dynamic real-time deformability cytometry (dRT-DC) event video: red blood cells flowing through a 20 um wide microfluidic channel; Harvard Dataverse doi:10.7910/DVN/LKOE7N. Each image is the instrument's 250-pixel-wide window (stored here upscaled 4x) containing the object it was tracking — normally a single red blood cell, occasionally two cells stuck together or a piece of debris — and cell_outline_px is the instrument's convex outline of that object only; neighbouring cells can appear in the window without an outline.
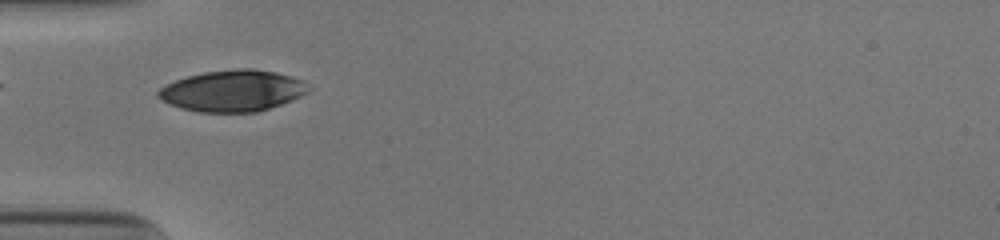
{"species": "human", "species_latin": "Homo sapiens", "temperature_condition": "cold", "stored_images_in_passage": 27, "camera_frame_rate_fps": 3000, "um_per_image_px": 0.085, "donor": {"sex": "male"}, "frame": {"image": 1, "passage_image": 1, "time_ms": 0.0, "image_size_px": [1000, 240], "cell_outline_px": [[312, 88], [308, 92], [292, 100], [256, 112], [200, 112], [180, 108], [156, 96], [156, 92], [164, 84], [188, 76], [204, 72], [236, 68], [252, 68], [276, 72], [292, 76], [304, 80]], "centroid_in_image_um": [19.8, 7.7], "position_along_channel_um": 65.2, "area_um2": 36.3}}
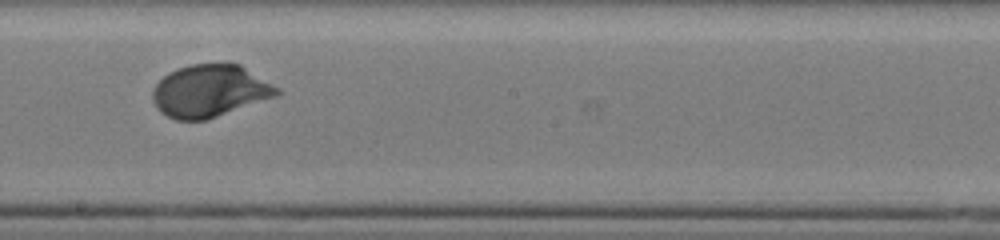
{"frame": {"image": 2, "passage_image": 14, "time_ms": 4.333, "image_size_px": [1000, 240], "cell_outline_px": [[280, 96], [208, 120], [176, 120], [160, 112], [156, 108], [152, 100], [152, 88], [168, 72], [192, 64], [240, 64], [280, 88]], "centroid_in_image_um": [17.87, 7.75], "position_along_channel_um": 230.3, "area_um2": 38.32}}
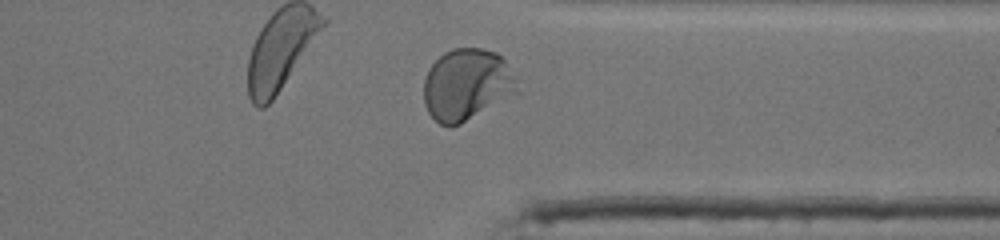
{"frame": {"image": 3, "passage_image": 25, "time_ms": 8.0, "image_size_px": [1000, 240], "cell_outline_px": [[520, 92], [460, 124], [452, 128], [440, 124], [428, 112], [424, 104], [424, 80], [428, 68], [444, 52], [452, 48], [480, 48], [496, 52], [504, 60], [516, 80]], "centroid_in_image_um": [39.66, 7.2], "position_along_channel_um": 371.7, "area_um2": 39.13}, "authors_computed_cell_mechanics": {"area_um2": 37.7434, "velocity_mm_per_s": 3.8696, "shape_relaxation_time_tau1_ms": 2.6966, "shape_relaxation_time_tau2_ms": null, "deformation_change_tau1": 0.1612, "deformation_change_tau2": null}}